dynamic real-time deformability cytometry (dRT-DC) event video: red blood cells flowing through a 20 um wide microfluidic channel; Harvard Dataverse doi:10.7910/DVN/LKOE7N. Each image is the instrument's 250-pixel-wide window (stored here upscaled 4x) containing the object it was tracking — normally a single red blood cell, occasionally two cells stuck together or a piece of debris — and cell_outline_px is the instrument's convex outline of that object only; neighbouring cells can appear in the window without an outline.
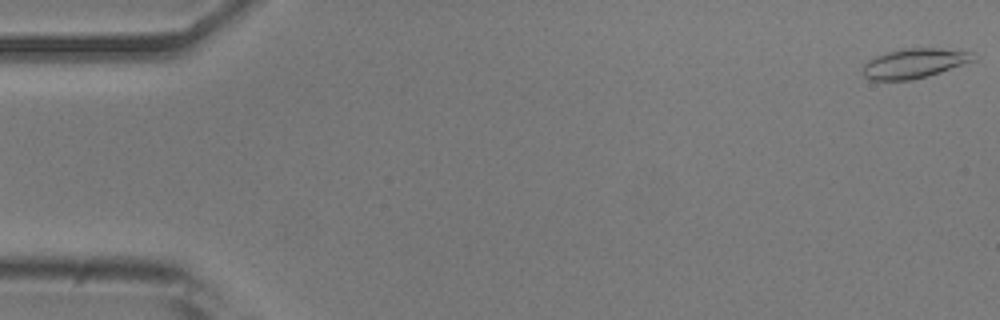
{"species": "common noctule bat (a hibernating species)", "species_latin": "Nyctalus noctula", "temperature_condition": "room temperature", "stored_images_in_passage": 47, "camera_frame_rate_fps": 3000, "um_per_image_px": 0.085, "animal": {"sex": "male", "body_mass_g": 20.5, "forearm_length_mm": 52.5}, "frame": {"image": 1, "passage_image": 1, "time_ms": 0.0, "image_size_px": [1000, 320], "cell_outline_px": [[976, 60], [928, 76], [912, 80], [872, 80], [864, 76], [864, 64], [868, 60], [876, 56], [888, 52], [904, 48], [940, 48], [968, 52]], "centroid_in_image_um": [77.69, 5.39], "position_along_channel_um": 7.3, "area_um2": 18.79}}
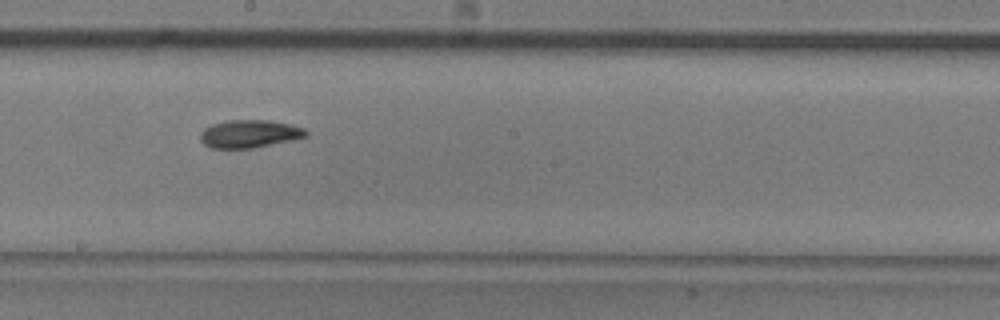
{"frame": {"image": 2, "passage_image": 29, "time_ms": 9.333, "image_size_px": [1000, 320], "cell_outline_px": [[308, 136], [292, 140], [252, 148], [212, 148], [204, 144], [200, 140], [200, 132], [204, 128], [212, 124], [228, 120], [268, 120], [292, 124], [304, 128], [308, 132]], "centroid_in_image_um": [21.21, 11.37], "position_along_channel_um": 227.0, "area_um2": 17.22}}
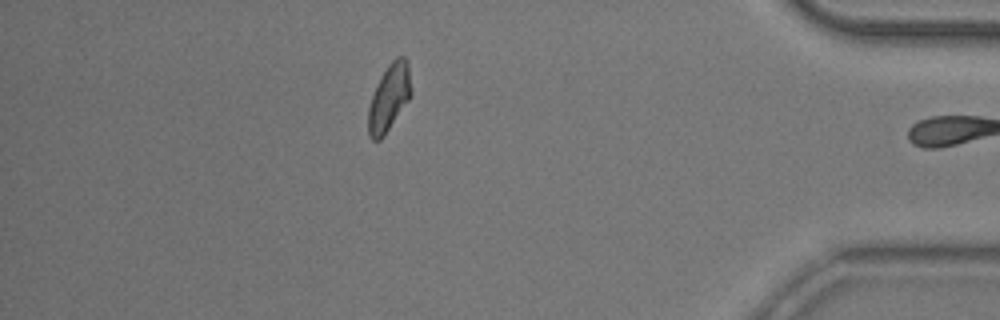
{"frame": {"image": 3, "passage_image": 46, "time_ms": 15.0, "image_size_px": [1000, 320], "cell_outline_px": [[412, 96], [384, 136], [380, 140], [372, 140], [368, 136], [368, 108], [372, 96], [380, 76], [388, 64], [396, 56], [404, 56], [408, 60], [412, 92]], "centroid_in_image_um": [33.09, 8.28], "position_along_channel_um": 402.1, "area_um2": 16.99}, "authors_computed_cell_mechanics": {"area_um2": 17.2244, "velocity_mm_per_s": 3.8456, "shape_relaxation_time_tau1_ms": 8.4768, "shape_relaxation_time_tau2_ms": 6.04, "deformation_change_tau1": 0.1735, "deformation_change_tau2": 0.1211}}